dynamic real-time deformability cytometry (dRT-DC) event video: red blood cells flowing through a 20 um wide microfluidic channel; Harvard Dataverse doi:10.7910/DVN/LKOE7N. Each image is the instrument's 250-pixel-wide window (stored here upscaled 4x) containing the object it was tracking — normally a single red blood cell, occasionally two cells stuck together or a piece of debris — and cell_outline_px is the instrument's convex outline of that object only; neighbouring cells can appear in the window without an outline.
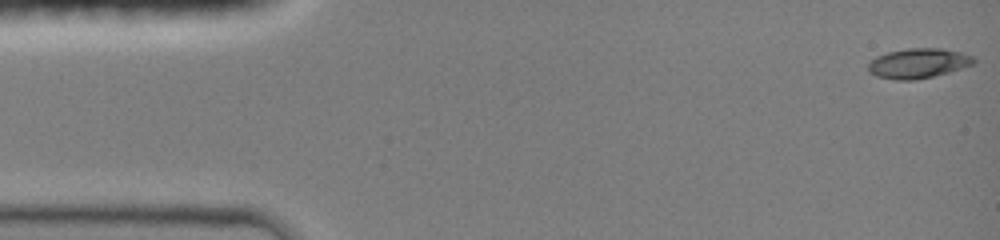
{"species": "common noctule bat (a hibernating species)", "species_latin": "Nyctalus noctula", "temperature_condition": "room temperature", "stored_images_in_passage": 54, "camera_frame_rate_fps": 3000, "um_per_image_px": 0.085, "animal": {"sex": "female", "body_mass_g": 19.0, "forearm_length_mm": 51.5}, "frame": {"image": 1, "passage_image": 1, "time_ms": 0.0, "image_size_px": [1000, 240], "cell_outline_px": [[976, 60], [972, 64], [948, 72], [916, 80], [896, 80], [876, 76], [868, 72], [868, 64], [876, 56], [888, 52], [908, 48], [940, 48], [960, 52], [972, 56]], "centroid_in_image_um": [78.01, 5.38], "position_along_channel_um": 7.0, "area_um2": 18.21}}
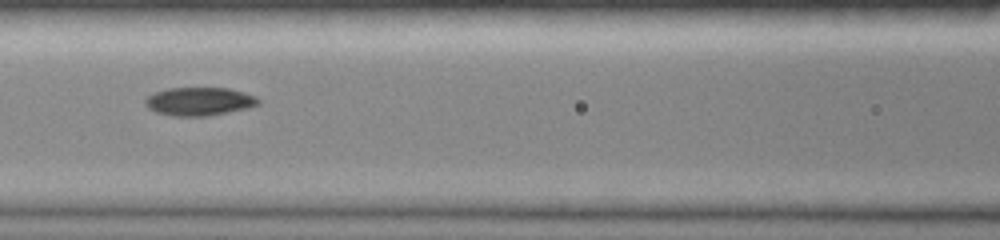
{"frame": {"image": 2, "passage_image": 20, "time_ms": 6.333, "image_size_px": [1000, 240], "cell_outline_px": [[260, 104], [248, 108], [208, 116], [172, 116], [156, 112], [148, 108], [144, 104], [144, 100], [148, 96], [156, 92], [168, 88], [228, 88], [244, 92], [256, 96], [260, 100]], "centroid_in_image_um": [16.95, 8.62], "position_along_channel_um": 149.7, "area_um2": 18.73}}
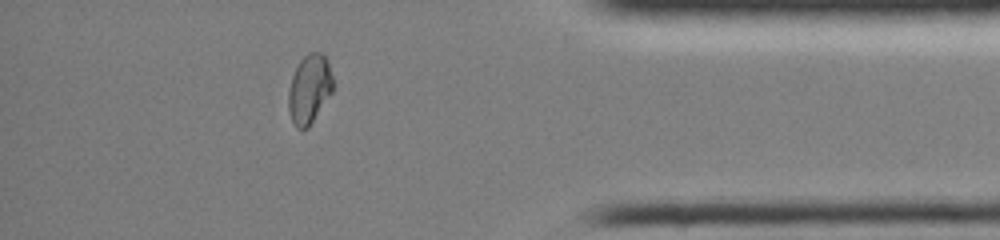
{"frame": {"image": 3, "passage_image": 46, "time_ms": 13.0, "image_size_px": [1000, 240], "cell_outline_px": [[332, 92], [308, 128], [296, 128], [288, 112], [288, 92], [292, 76], [300, 60], [308, 52], [324, 52], [328, 60], [332, 76]], "centroid_in_image_um": [26.29, 7.54], "position_along_channel_um": 408.9, "area_um2": 17.92}, "authors_computed_cell_mechanics": {"area_um2": 18.3226, "velocity_mm_per_s": 4.176, "shape_relaxation_time_tau1_ms": 8.4353, "shape_relaxation_time_tau2_ms": 1.8076, "deformation_change_tau1": 0.2714, "deformation_change_tau2": 0.0417}}